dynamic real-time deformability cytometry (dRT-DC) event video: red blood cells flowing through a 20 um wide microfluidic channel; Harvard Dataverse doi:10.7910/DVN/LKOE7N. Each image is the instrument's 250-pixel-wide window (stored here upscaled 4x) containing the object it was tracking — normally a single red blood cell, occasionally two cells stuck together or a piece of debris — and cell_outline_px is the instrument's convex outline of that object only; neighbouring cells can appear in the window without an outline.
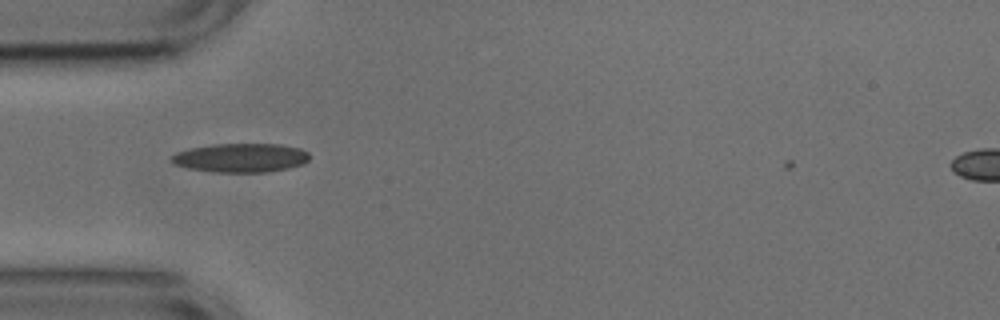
{"species": "common noctule bat (a hibernating species)", "species_latin": "Nyctalus noctula", "temperature_condition": "cold", "stored_images_in_passage": 35, "camera_frame_rate_fps": 3000, "um_per_image_px": 0.085, "animal": {"sex": "male", "body_mass_g": 17.9, "forearm_length_mm": 54.2}, "frame": {"image": 1, "passage_image": 4, "time_ms": 1.0, "image_size_px": [1000, 320], "cell_outline_px": [[308, 160], [304, 164], [288, 168], [268, 172], [216, 172], [188, 168], [172, 164], [172, 156], [176, 152], [188, 148], [212, 144], [280, 144], [300, 148], [308, 152]], "centroid_in_image_um": [20.46, 13.41], "position_along_channel_um": 64.5, "area_um2": 23.35}}
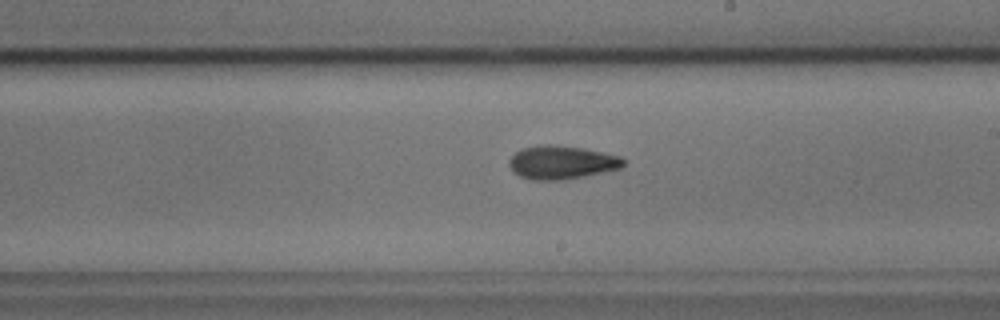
{"frame": {"image": 2, "passage_image": 18, "time_ms": 5.667, "image_size_px": [1000, 320], "cell_outline_px": [[624, 164], [620, 168], [584, 176], [560, 180], [532, 180], [520, 176], [512, 172], [508, 164], [508, 160], [516, 152], [524, 148], [540, 144], [552, 144], [584, 148], [620, 156], [624, 160]], "centroid_in_image_um": [47.7, 13.8], "position_along_channel_um": 241.3, "area_um2": 22.25}}
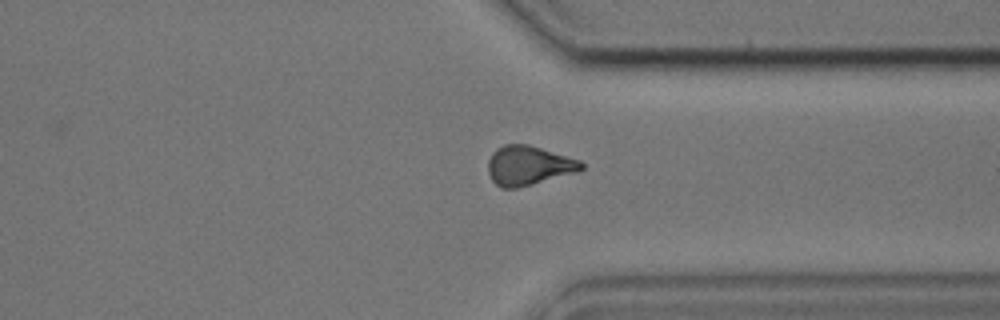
{"frame": {"image": 3, "passage_image": 28, "time_ms": 9.0, "image_size_px": [1000, 320], "cell_outline_px": [[584, 168], [576, 172], [532, 184], [516, 188], [500, 188], [492, 180], [488, 172], [488, 160], [492, 152], [496, 148], [504, 144], [528, 144], [580, 160], [584, 164]], "centroid_in_image_um": [44.9, 14.06], "position_along_channel_um": 366.5, "area_um2": 21.33}, "authors_computed_cell_mechanics": {"area_um2": 21.1548, "velocity_mm_per_s": 3.7868, "shape_relaxation_time_tau1_ms": 4.9625, "shape_relaxation_time_tau2_ms": 6.1477, "deformation_change_tau1": 0.1267, "deformation_change_tau2": 0.1551}}